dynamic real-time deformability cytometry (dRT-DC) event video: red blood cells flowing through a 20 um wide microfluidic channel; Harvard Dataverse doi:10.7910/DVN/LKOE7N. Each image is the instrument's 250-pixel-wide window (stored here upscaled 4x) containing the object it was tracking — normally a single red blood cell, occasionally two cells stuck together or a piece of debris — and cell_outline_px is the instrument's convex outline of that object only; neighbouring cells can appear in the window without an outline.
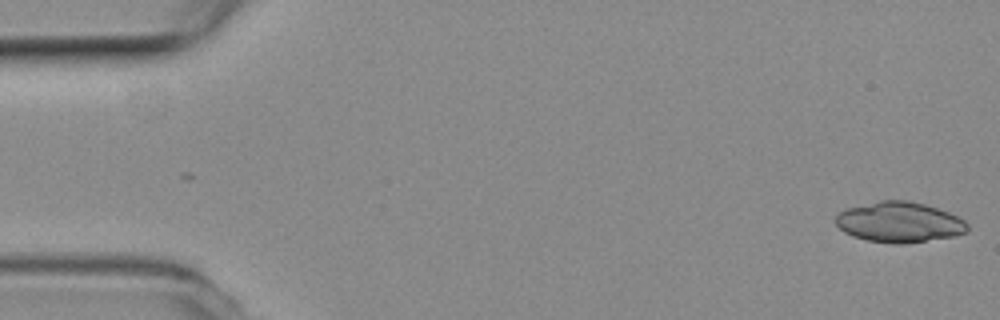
{"species": "common noctule bat (a hibernating species)", "species_latin": "Nyctalus noctula", "temperature_condition": "room temperature", "stored_images_in_passage": 22, "camera_frame_rate_fps": 3000, "um_per_image_px": 0.085, "animal": {"sex": "female", "body_mass_g": 19.3, "forearm_length_mm": 54.1}, "frame": {"image": 1, "passage_image": 1, "time_ms": 0.0, "image_size_px": [1000, 320], "cell_outline_px": [[968, 232], [956, 236], [904, 244], [892, 244], [868, 240], [852, 236], [844, 232], [836, 224], [836, 216], [840, 212], [848, 208], [880, 200], [908, 200], [924, 204], [948, 212], [964, 220], [968, 224]], "centroid_in_image_um": [76.46, 18.89], "position_along_channel_um": 8.5, "area_um2": 31.04}}